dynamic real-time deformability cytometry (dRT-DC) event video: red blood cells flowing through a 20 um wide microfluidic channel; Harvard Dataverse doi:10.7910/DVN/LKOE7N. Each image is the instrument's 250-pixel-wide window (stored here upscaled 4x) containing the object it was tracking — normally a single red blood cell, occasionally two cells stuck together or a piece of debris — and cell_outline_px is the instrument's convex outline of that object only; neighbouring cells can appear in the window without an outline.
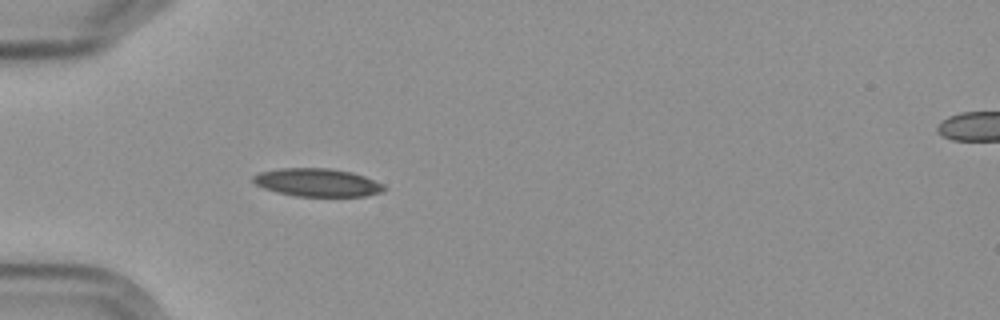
{"species": "Egyptian fruit bat (a non-hibernating species)", "species_latin": "Rousettus aegyptiacus", "temperature_condition": "cold", "stored_images_in_passage": 6, "segment_of_instrument_passage": [1, 2], "camera_frame_rate_fps": 3000, "um_per_image_px": 0.085, "frame": {"image": 1, "passage_image": 5, "time_ms": 4.667, "image_size_px": [1000, 320], "cell_outline_px": [[388, 188], [380, 192], [364, 196], [296, 196], [276, 192], [264, 188], [256, 184], [252, 180], [252, 176], [260, 172], [280, 168], [328, 168], [352, 172], [364, 176], [384, 184]], "centroid_in_image_um": [26.97, 15.51], "position_along_channel_um": 58.0, "area_um2": 21.39}}